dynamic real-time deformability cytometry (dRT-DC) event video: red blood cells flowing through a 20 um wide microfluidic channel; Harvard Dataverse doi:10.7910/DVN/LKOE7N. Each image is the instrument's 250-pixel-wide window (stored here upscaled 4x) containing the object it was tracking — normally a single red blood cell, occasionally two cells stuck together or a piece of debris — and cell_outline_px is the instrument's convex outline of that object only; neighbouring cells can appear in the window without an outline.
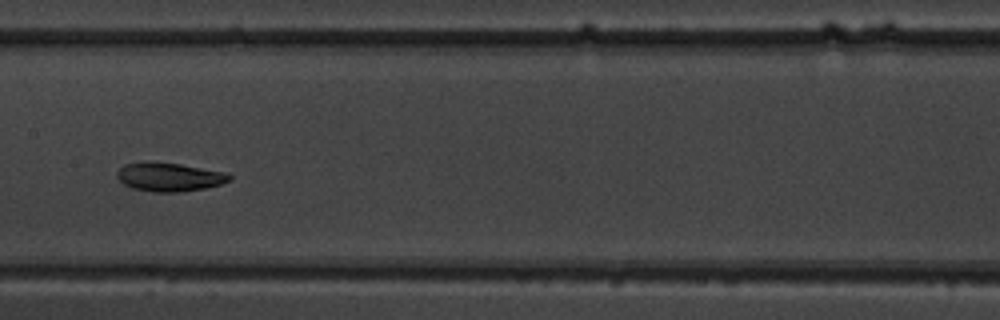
{"species": "common noctule bat (a hibernating species)", "species_latin": "Nyctalus noctula", "temperature_condition": "warm", "stored_images_in_passage": 9, "camera_frame_rate_fps": 3000, "um_per_image_px": 0.085, "animal": {"sex": "male", "body_mass_g": 19.5, "forearm_length_mm": 54.6}, "frame": {"image": 1, "passage_image": 6, "time_ms": 5.667, "image_size_px": [1000, 320], "cell_outline_px": [[232, 180], [220, 184], [204, 188], [180, 192], [152, 192], [132, 188], [124, 184], [116, 176], [116, 172], [124, 164], [148, 160], [180, 164], [228, 172], [232, 176]], "centroid_in_image_um": [14.39, 15.02], "position_along_channel_um": 193.0, "area_um2": 19.13}}
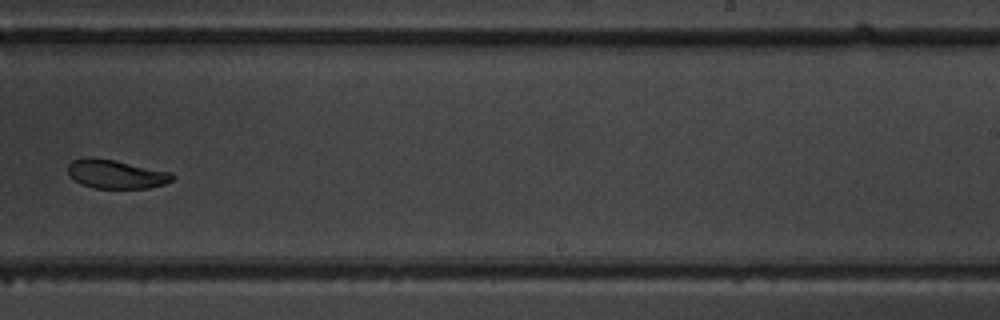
{"frame": {"image": 2, "passage_image": 8, "time_ms": 8.0, "image_size_px": [1000, 320], "cell_outline_px": [[176, 176], [172, 180], [164, 184], [148, 188], [92, 188], [80, 184], [68, 172], [68, 164], [72, 160], [84, 156], [92, 156], [172, 172]], "centroid_in_image_um": [9.85, 14.79], "position_along_channel_um": 279.2, "area_um2": 17.57}}
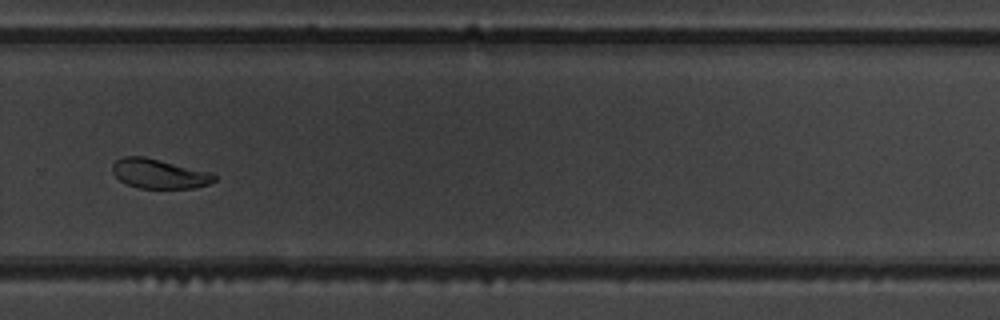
{"frame": {"image": 3, "passage_image": 9, "time_ms": 9.0, "image_size_px": [1000, 320], "cell_outline_px": [[216, 180], [208, 184], [196, 188], [140, 188], [128, 184], [120, 180], [112, 172], [112, 164], [116, 160], [124, 156], [144, 156], [212, 172], [216, 176]], "centroid_in_image_um": [13.54, 14.76], "position_along_channel_um": 316.3, "area_um2": 17.57}}